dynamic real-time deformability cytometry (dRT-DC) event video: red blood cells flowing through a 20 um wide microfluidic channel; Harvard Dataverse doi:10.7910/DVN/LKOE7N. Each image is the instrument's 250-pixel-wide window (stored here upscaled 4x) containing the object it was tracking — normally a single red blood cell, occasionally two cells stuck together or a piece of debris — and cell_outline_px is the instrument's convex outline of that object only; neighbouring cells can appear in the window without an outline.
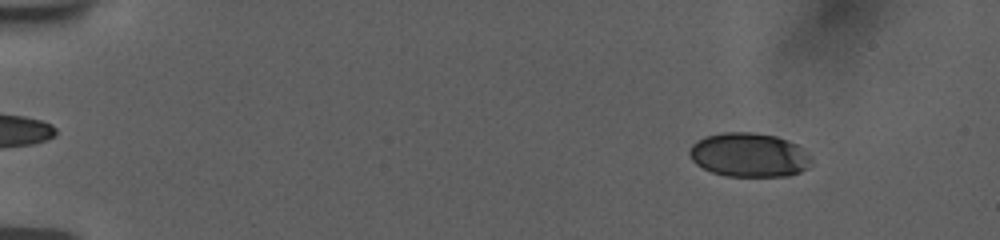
{"species": "human", "species_latin": "Homo sapiens", "temperature_condition": "room temperature", "stored_images_in_passage": 11, "camera_frame_rate_fps": 3000, "um_per_image_px": 0.085, "donor": {"sex": "female"}, "frame": {"image": 1, "passage_image": 7, "time_ms": 2.0, "image_size_px": [1000, 240], "cell_outline_px": [[812, 164], [808, 168], [800, 172], [788, 176], [724, 176], [712, 172], [696, 164], [692, 160], [688, 152], [692, 144], [696, 140], [704, 136], [724, 132], [752, 132], [776, 136], [788, 140], [796, 144], [812, 156]], "centroid_in_image_um": [63.68, 13.17], "position_along_channel_um": 21.3, "area_um2": 31.62}}